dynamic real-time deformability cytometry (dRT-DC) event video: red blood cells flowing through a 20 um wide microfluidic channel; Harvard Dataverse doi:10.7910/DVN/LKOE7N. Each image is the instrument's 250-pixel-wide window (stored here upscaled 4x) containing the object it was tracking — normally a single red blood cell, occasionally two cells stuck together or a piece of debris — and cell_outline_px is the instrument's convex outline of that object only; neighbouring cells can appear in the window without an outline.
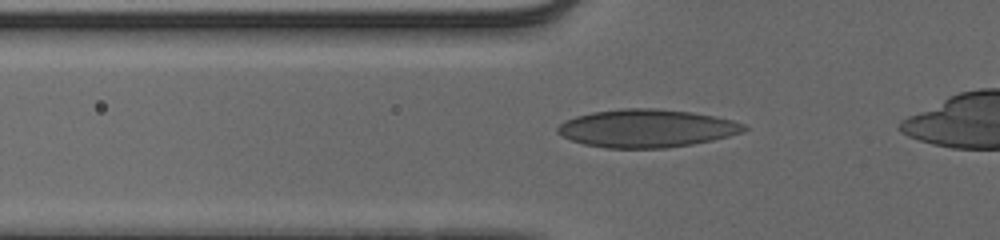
{"species": "human", "species_latin": "Homo sapiens", "temperature_condition": "cold", "stored_images_in_passage": 32, "camera_frame_rate_fps": 3000, "um_per_image_px": 0.085, "donor": {"sex": "male"}, "frame": {"image": 1, "passage_image": 3, "time_ms": 0.667, "image_size_px": [1000, 240], "cell_outline_px": [[748, 128], [744, 132], [712, 140], [692, 144], [668, 148], [604, 148], [584, 144], [572, 140], [556, 132], [556, 128], [560, 124], [576, 116], [592, 112], [624, 108], [656, 108], [692, 112], [732, 120], [744, 124]], "centroid_in_image_um": [54.97, 10.91], "position_along_channel_um": 70.8, "area_um2": 41.15}}
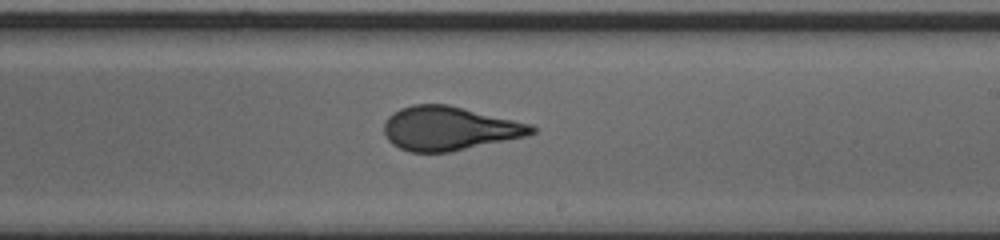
{"frame": {"image": 2, "passage_image": 17, "time_ms": 5.333, "image_size_px": [1000, 240], "cell_outline_px": [[536, 132], [524, 136], [448, 152], [408, 152], [392, 144], [388, 140], [384, 132], [384, 124], [388, 116], [400, 108], [412, 104], [448, 104], [532, 124], [536, 128]], "centroid_in_image_um": [38.15, 10.9], "position_along_channel_um": 250.9, "area_um2": 37.51}}
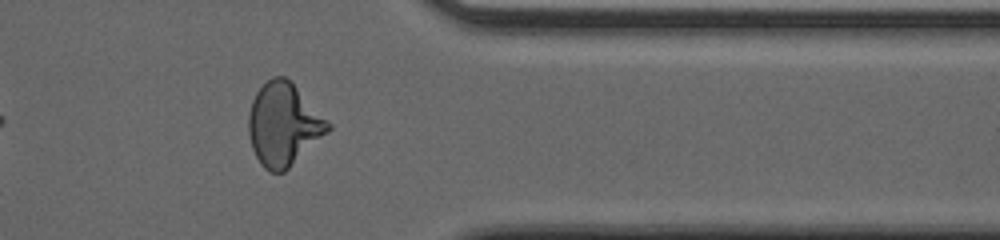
{"frame": {"image": 3, "passage_image": 28, "time_ms": 9.0, "image_size_px": [1000, 240], "cell_outline_px": [[332, 128], [328, 132], [284, 172], [268, 172], [260, 164], [252, 148], [248, 132], [248, 116], [252, 100], [256, 92], [272, 76], [284, 76], [292, 80], [332, 124]], "centroid_in_image_um": [24.11, 10.55], "position_along_channel_um": 387.3, "area_um2": 38.55}}